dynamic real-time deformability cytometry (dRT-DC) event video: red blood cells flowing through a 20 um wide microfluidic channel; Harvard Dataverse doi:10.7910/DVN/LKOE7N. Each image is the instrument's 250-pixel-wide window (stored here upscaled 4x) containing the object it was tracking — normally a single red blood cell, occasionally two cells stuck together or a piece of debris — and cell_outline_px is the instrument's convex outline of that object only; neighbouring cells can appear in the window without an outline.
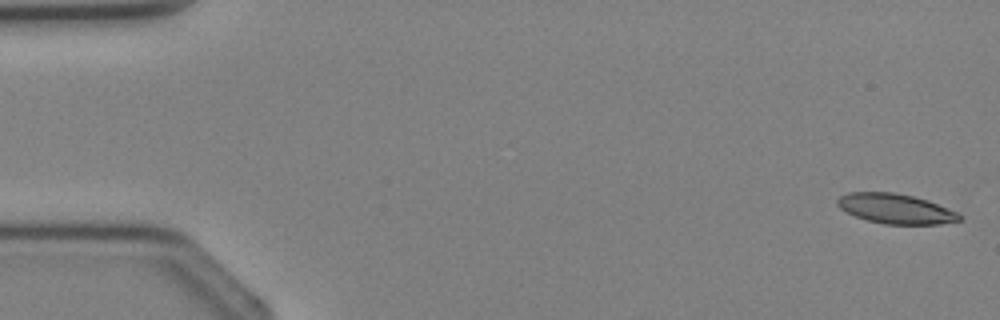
{"species": "Egyptian fruit bat (a non-hibernating species)", "species_latin": "Rousettus aegyptiacus", "temperature_condition": "cold", "stored_images_in_passage": 4, "camera_frame_rate_fps": 3000, "um_per_image_px": 0.085, "animal": {"sex": "female"}, "frame": {"image": 1, "passage_image": 1, "time_ms": 0.0, "image_size_px": [1000, 320], "cell_outline_px": [[964, 216], [960, 220], [940, 224], [884, 224], [868, 220], [856, 216], [840, 208], [836, 204], [836, 200], [840, 196], [848, 192], [892, 192], [912, 196], [928, 200], [956, 212]], "centroid_in_image_um": [76.12, 17.74], "position_along_channel_um": 8.9, "area_um2": 21.1}}